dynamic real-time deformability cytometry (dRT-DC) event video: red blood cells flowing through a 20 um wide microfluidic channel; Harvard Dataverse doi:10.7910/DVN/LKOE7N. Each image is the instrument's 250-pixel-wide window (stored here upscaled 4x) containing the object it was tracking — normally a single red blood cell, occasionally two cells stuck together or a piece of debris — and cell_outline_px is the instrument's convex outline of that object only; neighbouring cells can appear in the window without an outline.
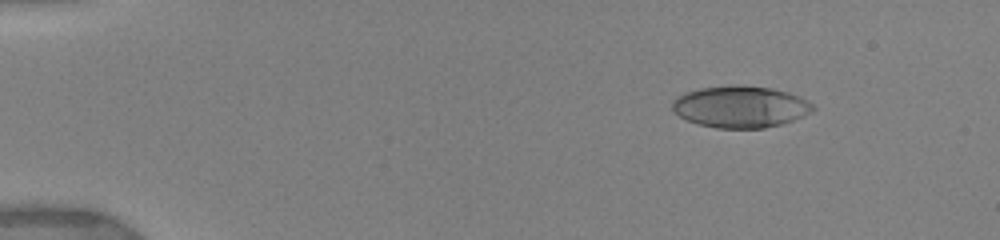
{"species": "human", "species_latin": "Homo sapiens", "temperature_condition": "warm", "stored_images_in_passage": 31, "camera_frame_rate_fps": 3000, "um_per_image_px": 0.085, "donor": {"sex": "female"}, "frame": {"image": 1, "passage_image": 6, "time_ms": 2.0, "image_size_px": [1000, 240], "cell_outline_px": [[816, 108], [812, 112], [804, 116], [780, 124], [764, 128], [716, 128], [700, 124], [688, 120], [680, 116], [672, 108], [672, 100], [676, 96], [684, 92], [700, 88], [732, 84], [736, 84], [772, 88], [788, 92], [800, 96], [808, 100]], "centroid_in_image_um": [62.95, 9.05], "position_along_channel_um": 22.1, "area_um2": 34.39}}
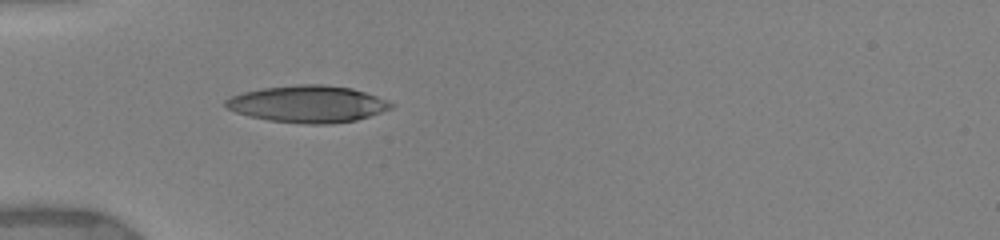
{"frame": {"image": 2, "passage_image": 15, "time_ms": 5.333, "image_size_px": [1000, 240], "cell_outline_px": [[392, 108], [356, 120], [332, 124], [308, 124], [268, 120], [248, 116], [224, 108], [224, 100], [232, 96], [244, 92], [260, 88], [296, 84], [324, 84], [352, 88], [388, 100], [392, 104]], "centroid_in_image_um": [26.12, 8.83], "position_along_channel_um": 58.9, "area_um2": 35.66}}
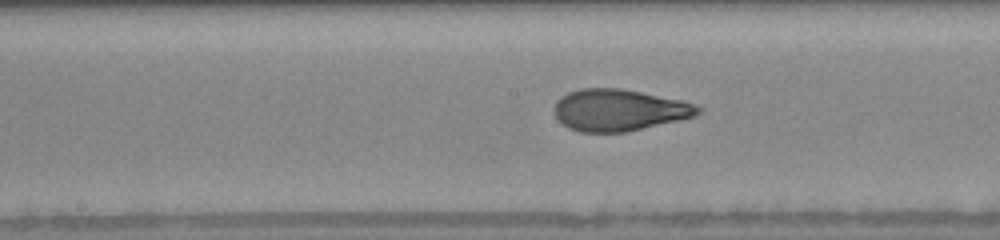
{"frame": {"image": 3, "passage_image": 26, "time_ms": 9.0, "image_size_px": [1000, 240], "cell_outline_px": [[704, 108], [700, 112], [692, 116], [680, 120], [628, 132], [580, 132], [568, 128], [556, 116], [556, 100], [560, 96], [568, 92], [580, 88], [620, 88], [684, 100]], "centroid_in_image_um": [52.64, 9.35], "position_along_channel_um": 195.6, "area_um2": 34.97}}